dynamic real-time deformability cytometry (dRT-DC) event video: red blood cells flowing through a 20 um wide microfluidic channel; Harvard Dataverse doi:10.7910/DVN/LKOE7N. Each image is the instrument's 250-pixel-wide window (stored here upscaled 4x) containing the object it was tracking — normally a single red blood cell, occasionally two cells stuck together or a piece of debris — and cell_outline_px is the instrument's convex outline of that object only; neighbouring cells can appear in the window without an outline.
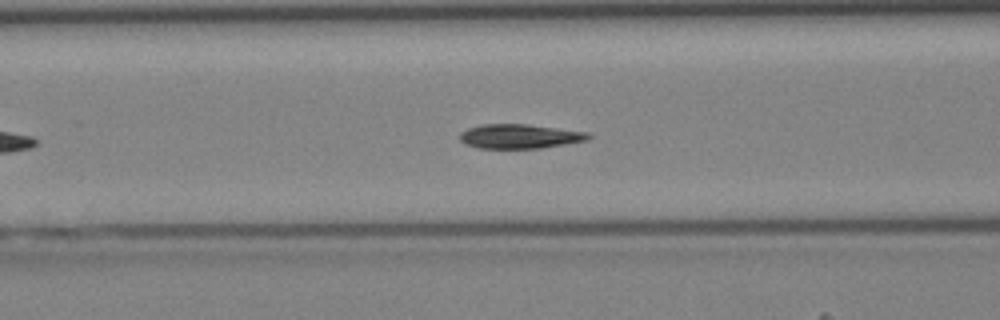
{"species": "Egyptian fruit bat (a non-hibernating species)", "species_latin": "Rousettus aegyptiacus", "temperature_condition": "cold", "stored_images_in_passage": 35, "camera_frame_rate_fps": 3000, "um_per_image_px": 0.085, "animal": {"sex": "female"}, "frame": {"image": 1, "passage_image": 10, "time_ms": 3.0, "image_size_px": [1000, 320], "cell_outline_px": [[592, 136], [588, 140], [540, 148], [476, 148], [464, 144], [460, 140], [460, 132], [468, 128], [484, 124], [528, 124], [588, 132]], "centroid_in_image_um": [44.16, 11.59], "position_along_channel_um": 122.4, "area_um2": 18.26}}
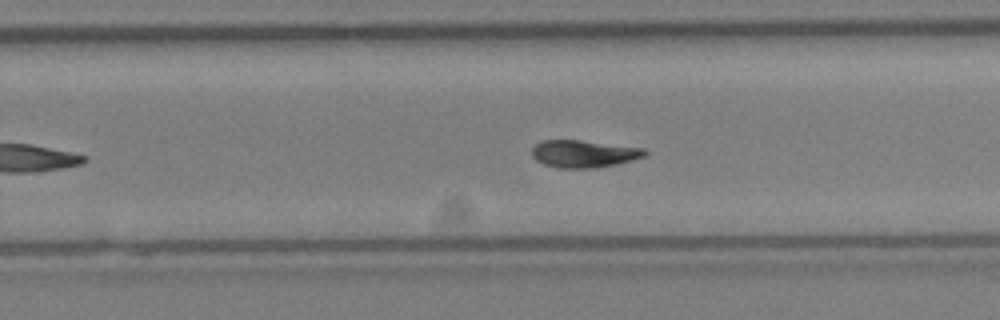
{"frame": {"image": 2, "passage_image": 20, "time_ms": 6.333, "image_size_px": [1000, 320], "cell_outline_px": [[648, 152], [644, 156], [632, 160], [616, 164], [596, 168], [560, 168], [544, 164], [536, 160], [532, 156], [532, 148], [540, 140], [580, 140], [644, 148]], "centroid_in_image_um": [49.61, 13.07], "position_along_channel_um": 280.2, "area_um2": 17.98}}
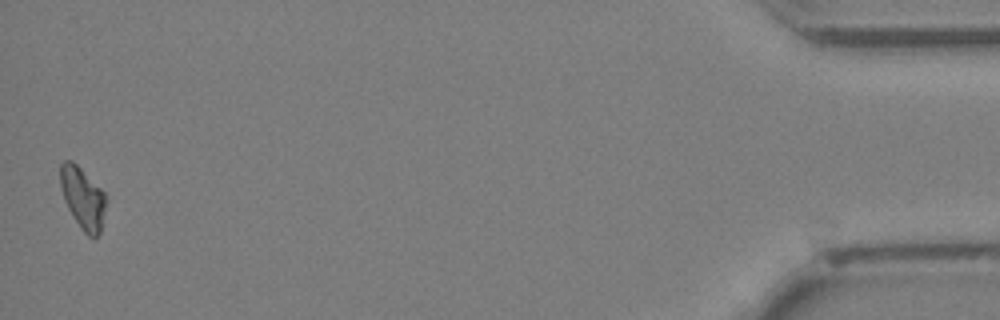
{"frame": {"image": 3, "passage_image": 35, "time_ms": 11.333, "image_size_px": [1000, 320], "cell_outline_px": [[104, 208], [100, 232], [96, 236], [88, 236], [80, 228], [68, 208], [64, 200], [60, 188], [60, 164], [64, 160], [72, 160], [104, 192]], "centroid_in_image_um": [6.98, 16.8], "position_along_channel_um": 428.2, "area_um2": 15.95}}